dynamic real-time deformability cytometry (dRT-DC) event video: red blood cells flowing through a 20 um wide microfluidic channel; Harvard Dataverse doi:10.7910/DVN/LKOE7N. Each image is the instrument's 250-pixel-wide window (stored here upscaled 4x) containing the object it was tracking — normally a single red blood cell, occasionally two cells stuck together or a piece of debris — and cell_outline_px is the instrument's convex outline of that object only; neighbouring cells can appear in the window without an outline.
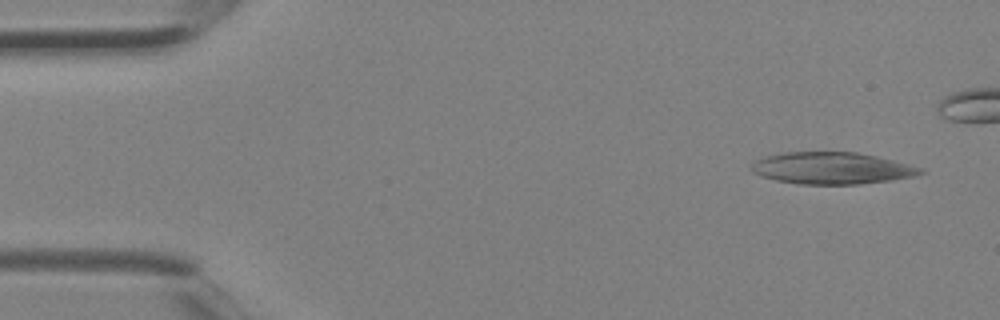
{"species": "Egyptian fruit bat (a non-hibernating species)", "species_latin": "Rousettus aegyptiacus", "temperature_condition": "room temperature", "stored_images_in_passage": 5, "camera_frame_rate_fps": 3000, "um_per_image_px": 0.085, "animal": {"sex": "female"}, "frame": {"image": 1, "passage_image": 1, "time_ms": 0.0, "image_size_px": [1000, 320], "cell_outline_px": [[924, 172], [912, 176], [892, 180], [856, 184], [800, 184], [776, 180], [760, 176], [752, 172], [752, 164], [756, 160], [764, 156], [780, 152], [856, 152], [876, 156], [924, 168]], "centroid_in_image_um": [70.67, 14.29], "position_along_channel_um": 14.3, "area_um2": 31.27}}